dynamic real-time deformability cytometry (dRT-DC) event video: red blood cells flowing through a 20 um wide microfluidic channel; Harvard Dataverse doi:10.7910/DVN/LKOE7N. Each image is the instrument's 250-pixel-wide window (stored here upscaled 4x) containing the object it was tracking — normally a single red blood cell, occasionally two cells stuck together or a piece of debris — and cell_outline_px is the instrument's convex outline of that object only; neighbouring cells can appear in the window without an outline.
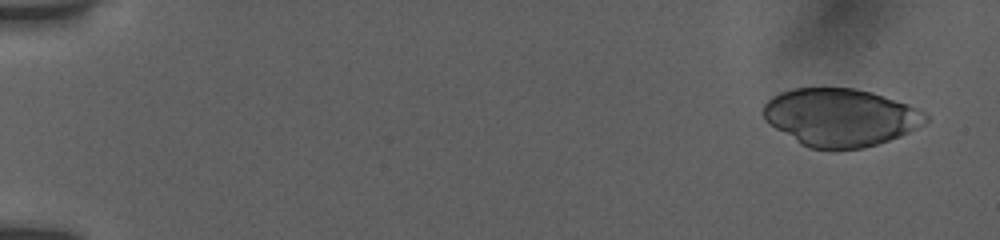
{"species": "human", "species_latin": "Homo sapiens", "temperature_condition": "room temperature", "stored_images_in_passage": 8, "camera_frame_rate_fps": 3000, "um_per_image_px": 0.085, "donor": {"sex": "female"}, "frame": {"image": 1, "passage_image": 1, "time_ms": 0.0, "image_size_px": [1000, 240], "cell_outline_px": [[928, 120], [924, 124], [900, 136], [864, 148], [832, 152], [808, 148], [800, 144], [768, 124], [764, 120], [764, 104], [772, 96], [780, 92], [796, 88], [856, 88], [872, 92], [908, 104], [924, 112], [928, 116]], "centroid_in_image_um": [71.41, 10.0], "position_along_channel_um": 13.6, "area_um2": 55.2}}
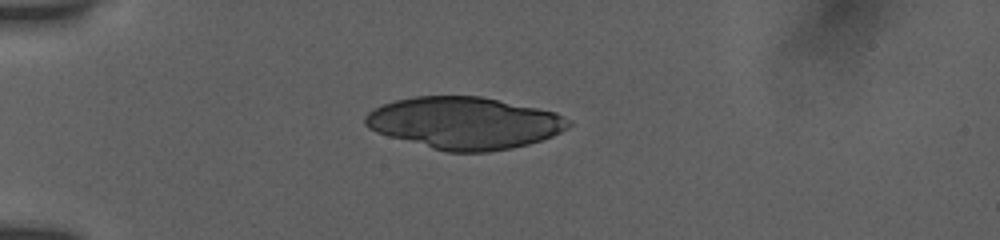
{"frame": {"image": 2, "passage_image": 6, "time_ms": 4.0, "image_size_px": [1000, 240], "cell_outline_px": [[572, 124], [568, 128], [552, 136], [528, 144], [512, 148], [488, 152], [448, 152], [432, 148], [388, 136], [376, 132], [368, 128], [364, 124], [364, 116], [368, 112], [384, 104], [396, 100], [416, 96], [480, 96], [556, 112], [572, 120]], "centroid_in_image_um": [39.49, 10.45], "position_along_channel_um": 45.5, "area_um2": 61.56}}